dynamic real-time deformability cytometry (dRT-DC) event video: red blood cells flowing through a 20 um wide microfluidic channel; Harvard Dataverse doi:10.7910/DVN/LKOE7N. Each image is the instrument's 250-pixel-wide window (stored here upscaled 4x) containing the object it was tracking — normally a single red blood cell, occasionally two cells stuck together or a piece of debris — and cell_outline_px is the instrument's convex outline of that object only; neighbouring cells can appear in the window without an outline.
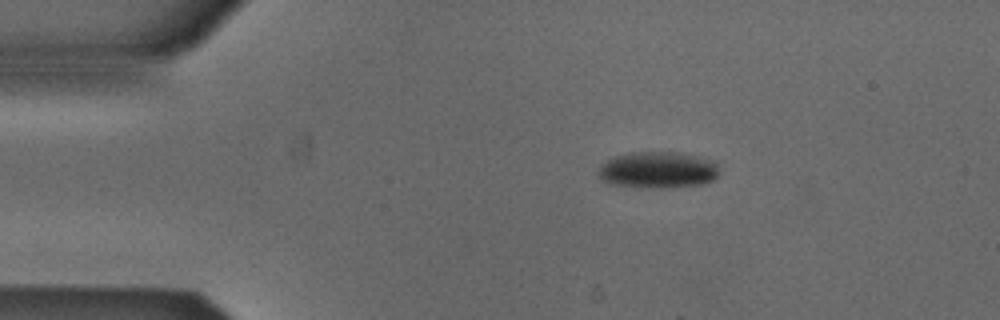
{"species": "Egyptian fruit bat (a non-hibernating species)", "species_latin": "Rousettus aegyptiacus", "temperature_condition": "cold", "stored_images_in_passage": 5, "camera_frame_rate_fps": 3000, "um_per_image_px": 0.085, "animal": {"sex": "male"}, "frame": {"image": 1, "passage_image": 1, "time_ms": 0.0, "image_size_px": [1000, 320], "cell_outline_px": [[720, 172], [716, 180], [704, 184], [672, 188], [648, 188], [608, 184], [600, 180], [596, 172], [600, 164], [616, 156], [632, 152], [672, 152], [700, 156], [716, 160]], "centroid_in_image_um": [55.95, 14.46], "position_along_channel_um": 29.0, "area_um2": 26.53}}
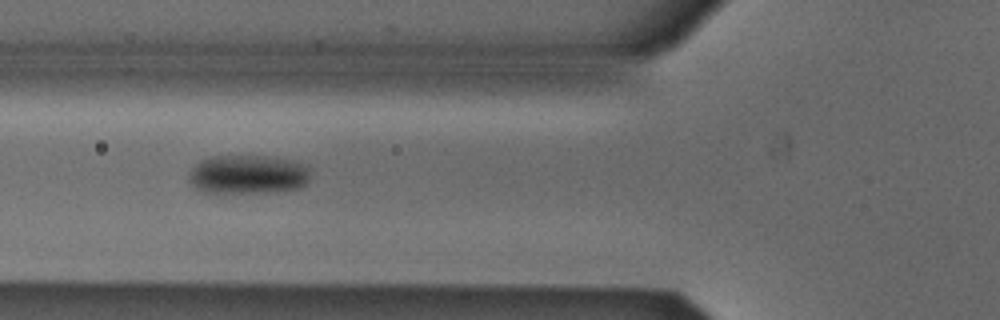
{"frame": {"image": 2, "passage_image": 4, "time_ms": 1.0, "image_size_px": [1000, 320], "cell_outline_px": [[308, 180], [300, 188], [280, 192], [204, 192], [196, 188], [188, 180], [188, 172], [200, 160], [212, 156], [260, 156], [288, 160], [300, 164], [308, 168]], "centroid_in_image_um": [21.01, 14.84], "position_along_channel_um": 104.8, "area_um2": 27.34}}
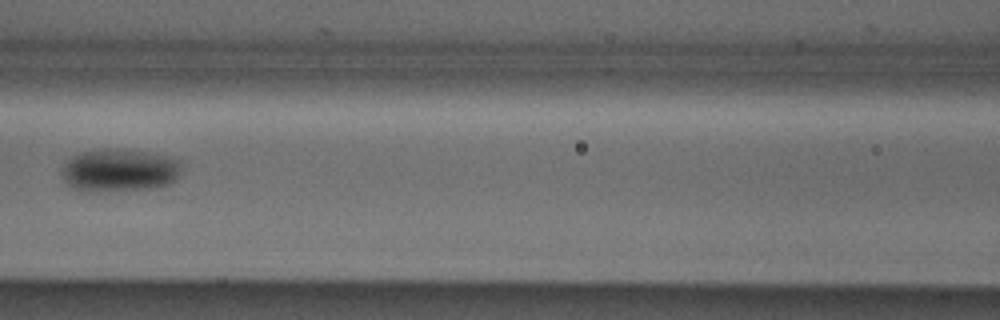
{"frame": {"image": 3, "passage_image": 5, "time_ms": 1.333, "image_size_px": [1000, 320], "cell_outline_px": [[180, 172], [176, 180], [172, 184], [156, 188], [108, 192], [84, 192], [68, 188], [64, 184], [60, 176], [60, 168], [68, 160], [80, 152], [104, 148], [144, 152], [168, 156], [176, 160], [180, 164]], "centroid_in_image_um": [10.06, 14.53], "position_along_channel_um": 156.5, "area_um2": 30.69}}